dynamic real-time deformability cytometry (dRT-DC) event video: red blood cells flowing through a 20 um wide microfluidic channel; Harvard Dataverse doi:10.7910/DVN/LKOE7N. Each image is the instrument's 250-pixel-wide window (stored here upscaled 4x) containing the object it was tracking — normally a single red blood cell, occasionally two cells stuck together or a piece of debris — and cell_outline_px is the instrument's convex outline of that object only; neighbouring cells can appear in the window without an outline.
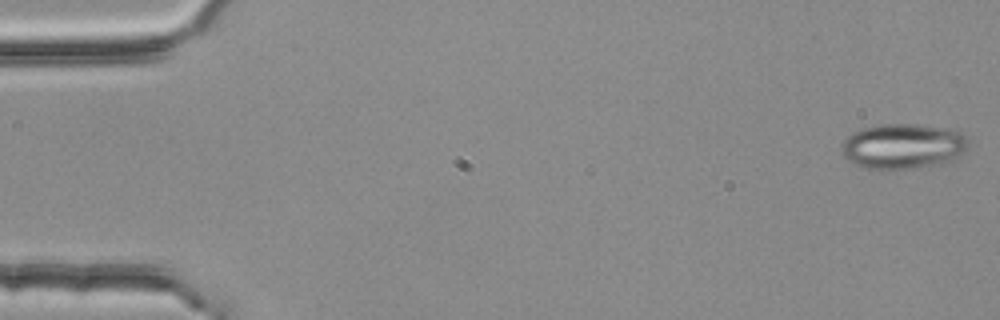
{"species": "common noctule bat (a hibernating species)", "species_latin": "Nyctalus noctula", "temperature_condition": "room temperature", "stored_images_in_passage": 54, "camera_frame_rate_fps": 3000, "um_per_image_px": 0.085, "animal": {"sex": "female", "body_mass_g": 25.1}, "frame": {"image": 1, "passage_image": 1, "time_ms": 0.0, "image_size_px": [1000, 320], "cell_outline_px": [[968, 148], [952, 164], [916, 168], [864, 168], [848, 160], [844, 156], [840, 148], [840, 144], [852, 132], [860, 128], [876, 124], [916, 124], [956, 128], [968, 140]], "centroid_in_image_um": [76.82, 12.42], "position_along_channel_um": 8.2, "area_um2": 34.33}}
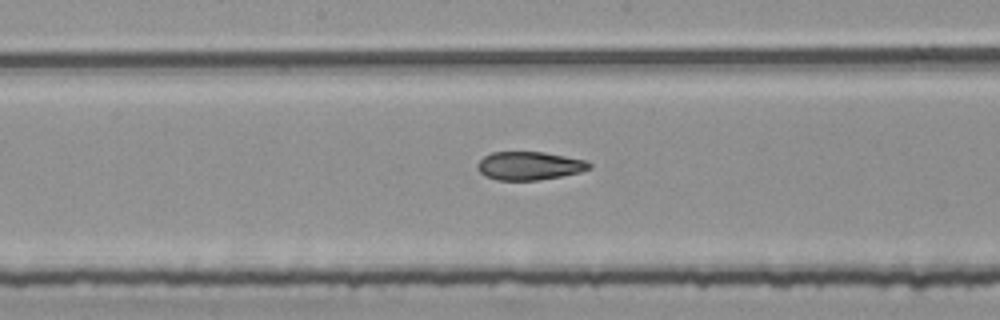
{"frame": {"image": 2, "passage_image": 28, "time_ms": 9.0, "image_size_px": [1000, 320], "cell_outline_px": [[592, 168], [580, 172], [560, 176], [536, 180], [496, 180], [484, 176], [476, 168], [476, 164], [484, 156], [492, 152], [544, 152], [588, 160], [592, 164]], "centroid_in_image_um": [45.0, 14.09], "position_along_channel_um": 203.2, "area_um2": 18.61}}
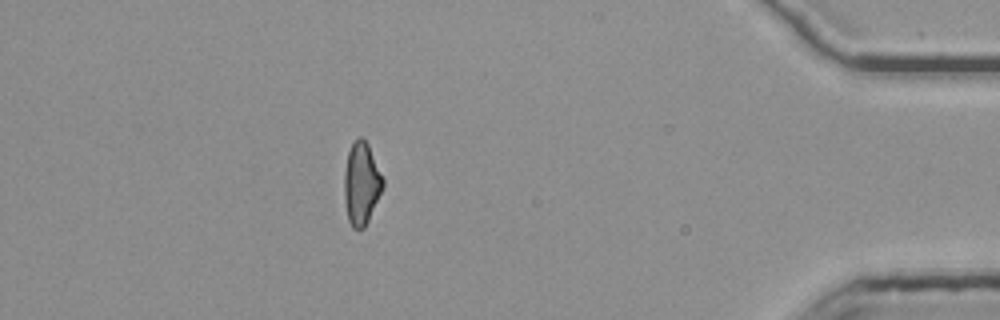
{"frame": {"image": 3, "passage_image": 48, "time_ms": 15.667, "image_size_px": [1000, 320], "cell_outline_px": [[384, 184], [368, 220], [364, 228], [352, 228], [348, 220], [344, 200], [344, 172], [348, 152], [352, 144], [360, 136], [368, 144], [384, 180]], "centroid_in_image_um": [30.7, 15.61], "position_along_channel_um": 404.5, "area_um2": 18.26}, "authors_computed_cell_mechanics": {"area_um2": 19.3052, "velocity_mm_per_s": 3.7903, "shape_relaxation_time_tau1_ms": null, "shape_relaxation_time_tau2_ms": 3.7191, "deformation_change_tau1": null, "deformation_change_tau2": 0.1205}}